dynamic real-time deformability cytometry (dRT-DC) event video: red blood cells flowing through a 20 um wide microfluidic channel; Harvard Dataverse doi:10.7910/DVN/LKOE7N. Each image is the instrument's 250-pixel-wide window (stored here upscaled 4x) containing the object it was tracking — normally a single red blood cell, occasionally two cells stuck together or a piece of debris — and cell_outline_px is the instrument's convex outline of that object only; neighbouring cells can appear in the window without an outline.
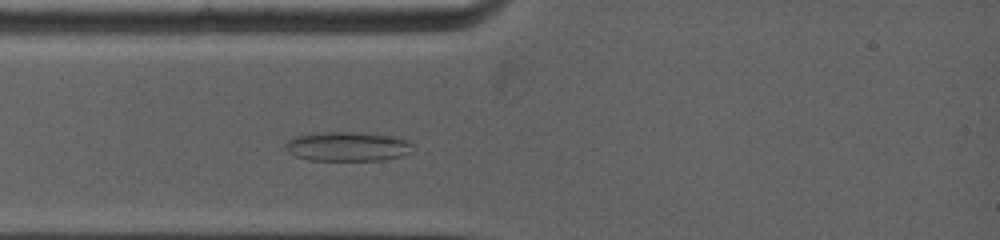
{"species": "common noctule bat (a hibernating species)", "species_latin": "Nyctalus noctula", "temperature_condition": "warm", "stored_images_in_passage": 5, "camera_frame_rate_fps": 5000, "um_per_image_px": 0.085, "animal": {"sex": "female", "body_mass_g": 19.0, "forearm_length_mm": 53.3}, "frame": {"image": 1, "passage_image": 4, "time_ms": 2.2, "image_size_px": [1000, 240], "cell_outline_px": [[412, 152], [400, 156], [384, 160], [312, 160], [296, 156], [288, 152], [284, 144], [292, 136], [312, 132], [356, 132], [388, 136], [408, 140], [412, 144]], "centroid_in_image_um": [29.49, 12.44], "position_along_channel_um": 55.5, "area_um2": 21.85}}